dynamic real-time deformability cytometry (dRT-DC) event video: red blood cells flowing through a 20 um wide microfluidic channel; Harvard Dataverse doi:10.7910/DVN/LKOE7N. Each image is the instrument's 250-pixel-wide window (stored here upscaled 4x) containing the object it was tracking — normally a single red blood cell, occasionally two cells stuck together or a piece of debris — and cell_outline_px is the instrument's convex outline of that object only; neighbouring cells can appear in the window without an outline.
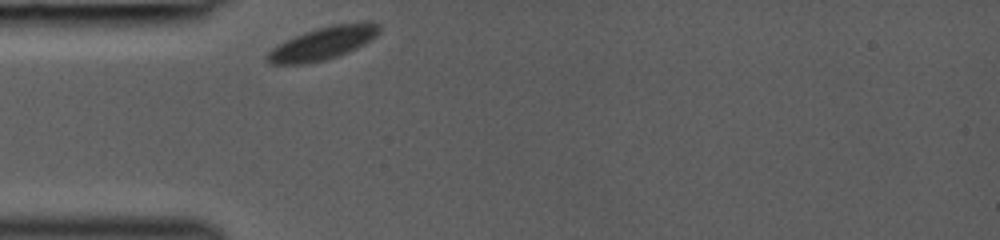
{"species": "common noctule bat (a hibernating species)", "species_latin": "Nyctalus noctula", "temperature_condition": "room temperature", "stored_images_in_passage": 28, "camera_frame_rate_fps": 3000, "um_per_image_px": 0.085, "animal": {"sex": "female", "body_mass_g": 19.0, "forearm_length_mm": 53.3}, "frame": {"image": 1, "passage_image": 1, "time_ms": 0.0, "image_size_px": [1000, 240], "cell_outline_px": [[380, 28], [376, 36], [372, 40], [356, 48], [336, 56], [324, 60], [304, 64], [272, 64], [264, 56], [276, 44], [304, 32], [336, 24], [376, 24]], "centroid_in_image_um": [27.35, 3.72], "position_along_channel_um": 57.7, "area_um2": 20.69}}
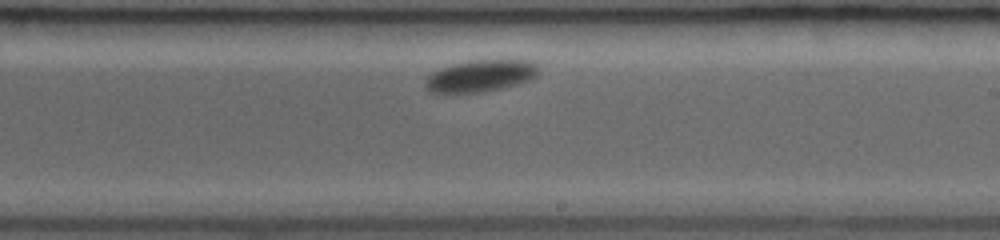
{"frame": {"image": 2, "passage_image": 16, "time_ms": 5.0, "image_size_px": [1000, 240], "cell_outline_px": [[540, 68], [536, 76], [528, 80], [516, 84], [484, 92], [428, 92], [424, 88], [424, 84], [428, 76], [432, 72], [440, 68], [452, 64], [472, 60], [532, 60]], "centroid_in_image_um": [40.84, 6.44], "position_along_channel_um": 248.2, "area_um2": 20.98}}
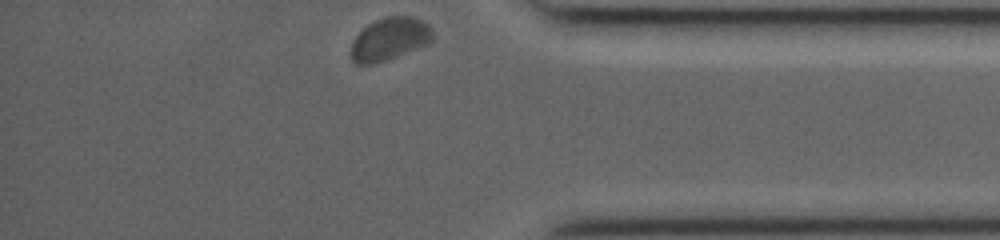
{"frame": {"image": 3, "passage_image": 28, "time_ms": 9.0, "image_size_px": [1000, 240], "cell_outline_px": [[432, 40], [428, 44], [384, 60], [372, 64], [356, 64], [352, 60], [348, 52], [352, 40], [368, 24], [376, 20], [388, 16], [412, 16], [428, 24], [432, 28]], "centroid_in_image_um": [33.08, 3.31], "position_along_channel_um": 402.1, "area_um2": 20.23}}